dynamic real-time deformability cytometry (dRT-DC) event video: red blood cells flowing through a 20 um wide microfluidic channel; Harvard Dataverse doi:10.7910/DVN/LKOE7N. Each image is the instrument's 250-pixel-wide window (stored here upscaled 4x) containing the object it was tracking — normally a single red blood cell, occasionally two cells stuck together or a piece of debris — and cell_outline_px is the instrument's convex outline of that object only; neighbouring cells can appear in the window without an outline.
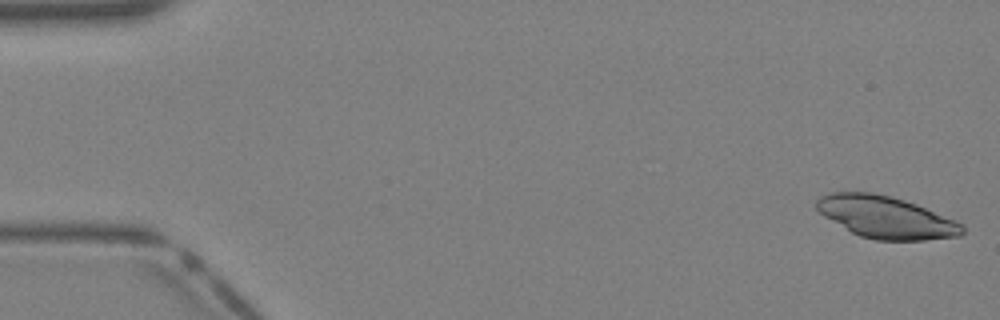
{"species": "Egyptian fruit bat (a non-hibernating species)", "species_latin": "Rousettus aegyptiacus", "temperature_condition": "warm", "stored_images_in_passage": 17, "camera_frame_rate_fps": 3000, "um_per_image_px": 0.085, "animal": {"sex": "female"}, "frame": {"image": 1, "passage_image": 1, "time_ms": 0.0, "image_size_px": [1000, 320], "cell_outline_px": [[964, 232], [960, 236], [924, 240], [876, 240], [860, 236], [852, 232], [824, 216], [816, 208], [816, 200], [820, 196], [832, 192], [872, 192], [892, 196], [916, 204], [956, 220], [964, 224]], "centroid_in_image_um": [75.33, 18.46], "position_along_channel_um": 9.7, "area_um2": 35.66}}